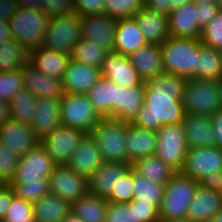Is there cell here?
Instances as JSON below:
<instances>
[{
  "instance_id": "obj_3",
  "label": "cell",
  "mask_w": 222,
  "mask_h": 222,
  "mask_svg": "<svg viewBox=\"0 0 222 222\" xmlns=\"http://www.w3.org/2000/svg\"><path fill=\"white\" fill-rule=\"evenodd\" d=\"M128 121L101 118L90 135L97 142L103 161L127 163L126 129Z\"/></svg>"
},
{
  "instance_id": "obj_56",
  "label": "cell",
  "mask_w": 222,
  "mask_h": 222,
  "mask_svg": "<svg viewBox=\"0 0 222 222\" xmlns=\"http://www.w3.org/2000/svg\"><path fill=\"white\" fill-rule=\"evenodd\" d=\"M144 7L165 15H169V0H145Z\"/></svg>"
},
{
  "instance_id": "obj_66",
  "label": "cell",
  "mask_w": 222,
  "mask_h": 222,
  "mask_svg": "<svg viewBox=\"0 0 222 222\" xmlns=\"http://www.w3.org/2000/svg\"><path fill=\"white\" fill-rule=\"evenodd\" d=\"M192 3L194 4H199V3H204V2H214L217 3L218 0H191Z\"/></svg>"
},
{
  "instance_id": "obj_55",
  "label": "cell",
  "mask_w": 222,
  "mask_h": 222,
  "mask_svg": "<svg viewBox=\"0 0 222 222\" xmlns=\"http://www.w3.org/2000/svg\"><path fill=\"white\" fill-rule=\"evenodd\" d=\"M18 8L16 0H0V19L8 21Z\"/></svg>"
},
{
  "instance_id": "obj_20",
  "label": "cell",
  "mask_w": 222,
  "mask_h": 222,
  "mask_svg": "<svg viewBox=\"0 0 222 222\" xmlns=\"http://www.w3.org/2000/svg\"><path fill=\"white\" fill-rule=\"evenodd\" d=\"M100 78V68L70 59L62 78L64 92L86 94Z\"/></svg>"
},
{
  "instance_id": "obj_21",
  "label": "cell",
  "mask_w": 222,
  "mask_h": 222,
  "mask_svg": "<svg viewBox=\"0 0 222 222\" xmlns=\"http://www.w3.org/2000/svg\"><path fill=\"white\" fill-rule=\"evenodd\" d=\"M25 89L30 90L37 98L60 99L64 94L62 79L43 74L28 62L21 69Z\"/></svg>"
},
{
  "instance_id": "obj_49",
  "label": "cell",
  "mask_w": 222,
  "mask_h": 222,
  "mask_svg": "<svg viewBox=\"0 0 222 222\" xmlns=\"http://www.w3.org/2000/svg\"><path fill=\"white\" fill-rule=\"evenodd\" d=\"M41 11L50 18L75 14V0H42Z\"/></svg>"
},
{
  "instance_id": "obj_68",
  "label": "cell",
  "mask_w": 222,
  "mask_h": 222,
  "mask_svg": "<svg viewBox=\"0 0 222 222\" xmlns=\"http://www.w3.org/2000/svg\"><path fill=\"white\" fill-rule=\"evenodd\" d=\"M5 184H3L1 181H0V188L2 187V186H4Z\"/></svg>"
},
{
  "instance_id": "obj_50",
  "label": "cell",
  "mask_w": 222,
  "mask_h": 222,
  "mask_svg": "<svg viewBox=\"0 0 222 222\" xmlns=\"http://www.w3.org/2000/svg\"><path fill=\"white\" fill-rule=\"evenodd\" d=\"M129 205L135 208L139 222H157L160 219V208L157 205L150 202H137L135 198L129 202Z\"/></svg>"
},
{
  "instance_id": "obj_23",
  "label": "cell",
  "mask_w": 222,
  "mask_h": 222,
  "mask_svg": "<svg viewBox=\"0 0 222 222\" xmlns=\"http://www.w3.org/2000/svg\"><path fill=\"white\" fill-rule=\"evenodd\" d=\"M130 167V163L104 161L101 167L88 179L89 193L107 199L113 187Z\"/></svg>"
},
{
  "instance_id": "obj_36",
  "label": "cell",
  "mask_w": 222,
  "mask_h": 222,
  "mask_svg": "<svg viewBox=\"0 0 222 222\" xmlns=\"http://www.w3.org/2000/svg\"><path fill=\"white\" fill-rule=\"evenodd\" d=\"M29 58L30 52L14 39L0 44V72L20 71Z\"/></svg>"
},
{
  "instance_id": "obj_19",
  "label": "cell",
  "mask_w": 222,
  "mask_h": 222,
  "mask_svg": "<svg viewBox=\"0 0 222 222\" xmlns=\"http://www.w3.org/2000/svg\"><path fill=\"white\" fill-rule=\"evenodd\" d=\"M167 17L171 37L200 38L202 29L198 24L196 4L189 1L172 9Z\"/></svg>"
},
{
  "instance_id": "obj_40",
  "label": "cell",
  "mask_w": 222,
  "mask_h": 222,
  "mask_svg": "<svg viewBox=\"0 0 222 222\" xmlns=\"http://www.w3.org/2000/svg\"><path fill=\"white\" fill-rule=\"evenodd\" d=\"M186 78L176 76L170 73H161L154 78H150L145 84L157 93L166 92L174 94H183Z\"/></svg>"
},
{
  "instance_id": "obj_10",
  "label": "cell",
  "mask_w": 222,
  "mask_h": 222,
  "mask_svg": "<svg viewBox=\"0 0 222 222\" xmlns=\"http://www.w3.org/2000/svg\"><path fill=\"white\" fill-rule=\"evenodd\" d=\"M156 133L157 146L155 155L177 172H180L184 166L188 151L182 124L163 125Z\"/></svg>"
},
{
  "instance_id": "obj_7",
  "label": "cell",
  "mask_w": 222,
  "mask_h": 222,
  "mask_svg": "<svg viewBox=\"0 0 222 222\" xmlns=\"http://www.w3.org/2000/svg\"><path fill=\"white\" fill-rule=\"evenodd\" d=\"M182 102L186 113L211 117L221 108L218 81L187 78Z\"/></svg>"
},
{
  "instance_id": "obj_25",
  "label": "cell",
  "mask_w": 222,
  "mask_h": 222,
  "mask_svg": "<svg viewBox=\"0 0 222 222\" xmlns=\"http://www.w3.org/2000/svg\"><path fill=\"white\" fill-rule=\"evenodd\" d=\"M181 124L188 148L215 146V134L210 116L186 113Z\"/></svg>"
},
{
  "instance_id": "obj_8",
  "label": "cell",
  "mask_w": 222,
  "mask_h": 222,
  "mask_svg": "<svg viewBox=\"0 0 222 222\" xmlns=\"http://www.w3.org/2000/svg\"><path fill=\"white\" fill-rule=\"evenodd\" d=\"M180 172L200 183H214L222 173V149L216 146L188 148Z\"/></svg>"
},
{
  "instance_id": "obj_61",
  "label": "cell",
  "mask_w": 222,
  "mask_h": 222,
  "mask_svg": "<svg viewBox=\"0 0 222 222\" xmlns=\"http://www.w3.org/2000/svg\"><path fill=\"white\" fill-rule=\"evenodd\" d=\"M62 222H83V221L73 212H71L64 218Z\"/></svg>"
},
{
  "instance_id": "obj_26",
  "label": "cell",
  "mask_w": 222,
  "mask_h": 222,
  "mask_svg": "<svg viewBox=\"0 0 222 222\" xmlns=\"http://www.w3.org/2000/svg\"><path fill=\"white\" fill-rule=\"evenodd\" d=\"M128 57L144 82L164 72L160 44L147 43Z\"/></svg>"
},
{
  "instance_id": "obj_41",
  "label": "cell",
  "mask_w": 222,
  "mask_h": 222,
  "mask_svg": "<svg viewBox=\"0 0 222 222\" xmlns=\"http://www.w3.org/2000/svg\"><path fill=\"white\" fill-rule=\"evenodd\" d=\"M17 197L34 203L50 193L49 178L40 181H28L23 184H9Z\"/></svg>"
},
{
  "instance_id": "obj_22",
  "label": "cell",
  "mask_w": 222,
  "mask_h": 222,
  "mask_svg": "<svg viewBox=\"0 0 222 222\" xmlns=\"http://www.w3.org/2000/svg\"><path fill=\"white\" fill-rule=\"evenodd\" d=\"M35 111L30 127L41 141L61 125L60 99L37 98Z\"/></svg>"
},
{
  "instance_id": "obj_6",
  "label": "cell",
  "mask_w": 222,
  "mask_h": 222,
  "mask_svg": "<svg viewBox=\"0 0 222 222\" xmlns=\"http://www.w3.org/2000/svg\"><path fill=\"white\" fill-rule=\"evenodd\" d=\"M81 24V16L77 13L50 18L42 47L71 55L74 46L82 39Z\"/></svg>"
},
{
  "instance_id": "obj_44",
  "label": "cell",
  "mask_w": 222,
  "mask_h": 222,
  "mask_svg": "<svg viewBox=\"0 0 222 222\" xmlns=\"http://www.w3.org/2000/svg\"><path fill=\"white\" fill-rule=\"evenodd\" d=\"M25 89L23 74L20 71L0 72V100L9 102L19 91Z\"/></svg>"
},
{
  "instance_id": "obj_60",
  "label": "cell",
  "mask_w": 222,
  "mask_h": 222,
  "mask_svg": "<svg viewBox=\"0 0 222 222\" xmlns=\"http://www.w3.org/2000/svg\"><path fill=\"white\" fill-rule=\"evenodd\" d=\"M189 1L191 0H169V14L172 9L177 8Z\"/></svg>"
},
{
  "instance_id": "obj_33",
  "label": "cell",
  "mask_w": 222,
  "mask_h": 222,
  "mask_svg": "<svg viewBox=\"0 0 222 222\" xmlns=\"http://www.w3.org/2000/svg\"><path fill=\"white\" fill-rule=\"evenodd\" d=\"M190 78L208 81H218L222 78L221 51L203 45L200 38L197 70Z\"/></svg>"
},
{
  "instance_id": "obj_51",
  "label": "cell",
  "mask_w": 222,
  "mask_h": 222,
  "mask_svg": "<svg viewBox=\"0 0 222 222\" xmlns=\"http://www.w3.org/2000/svg\"><path fill=\"white\" fill-rule=\"evenodd\" d=\"M75 12L80 16L105 14V0H75Z\"/></svg>"
},
{
  "instance_id": "obj_57",
  "label": "cell",
  "mask_w": 222,
  "mask_h": 222,
  "mask_svg": "<svg viewBox=\"0 0 222 222\" xmlns=\"http://www.w3.org/2000/svg\"><path fill=\"white\" fill-rule=\"evenodd\" d=\"M13 39L9 22L0 19V44Z\"/></svg>"
},
{
  "instance_id": "obj_17",
  "label": "cell",
  "mask_w": 222,
  "mask_h": 222,
  "mask_svg": "<svg viewBox=\"0 0 222 222\" xmlns=\"http://www.w3.org/2000/svg\"><path fill=\"white\" fill-rule=\"evenodd\" d=\"M97 142L86 134L74 150L67 165L77 174L89 179L103 164Z\"/></svg>"
},
{
  "instance_id": "obj_32",
  "label": "cell",
  "mask_w": 222,
  "mask_h": 222,
  "mask_svg": "<svg viewBox=\"0 0 222 222\" xmlns=\"http://www.w3.org/2000/svg\"><path fill=\"white\" fill-rule=\"evenodd\" d=\"M71 209L69 202L51 193L33 203L35 222H62Z\"/></svg>"
},
{
  "instance_id": "obj_27",
  "label": "cell",
  "mask_w": 222,
  "mask_h": 222,
  "mask_svg": "<svg viewBox=\"0 0 222 222\" xmlns=\"http://www.w3.org/2000/svg\"><path fill=\"white\" fill-rule=\"evenodd\" d=\"M133 18L147 43L161 45L170 37L167 15L143 7Z\"/></svg>"
},
{
  "instance_id": "obj_13",
  "label": "cell",
  "mask_w": 222,
  "mask_h": 222,
  "mask_svg": "<svg viewBox=\"0 0 222 222\" xmlns=\"http://www.w3.org/2000/svg\"><path fill=\"white\" fill-rule=\"evenodd\" d=\"M50 193L69 202L78 201L88 191V179L77 174L68 165H55L49 176Z\"/></svg>"
},
{
  "instance_id": "obj_45",
  "label": "cell",
  "mask_w": 222,
  "mask_h": 222,
  "mask_svg": "<svg viewBox=\"0 0 222 222\" xmlns=\"http://www.w3.org/2000/svg\"><path fill=\"white\" fill-rule=\"evenodd\" d=\"M200 41L203 45L222 51V11L202 30Z\"/></svg>"
},
{
  "instance_id": "obj_38",
  "label": "cell",
  "mask_w": 222,
  "mask_h": 222,
  "mask_svg": "<svg viewBox=\"0 0 222 222\" xmlns=\"http://www.w3.org/2000/svg\"><path fill=\"white\" fill-rule=\"evenodd\" d=\"M132 182L134 197L137 202H150L159 208L164 197L165 184L152 182L132 168Z\"/></svg>"
},
{
  "instance_id": "obj_46",
  "label": "cell",
  "mask_w": 222,
  "mask_h": 222,
  "mask_svg": "<svg viewBox=\"0 0 222 222\" xmlns=\"http://www.w3.org/2000/svg\"><path fill=\"white\" fill-rule=\"evenodd\" d=\"M133 197L132 167H130L113 187L106 200L112 203H129Z\"/></svg>"
},
{
  "instance_id": "obj_42",
  "label": "cell",
  "mask_w": 222,
  "mask_h": 222,
  "mask_svg": "<svg viewBox=\"0 0 222 222\" xmlns=\"http://www.w3.org/2000/svg\"><path fill=\"white\" fill-rule=\"evenodd\" d=\"M143 7V0H105V14L115 20L132 18Z\"/></svg>"
},
{
  "instance_id": "obj_15",
  "label": "cell",
  "mask_w": 222,
  "mask_h": 222,
  "mask_svg": "<svg viewBox=\"0 0 222 222\" xmlns=\"http://www.w3.org/2000/svg\"><path fill=\"white\" fill-rule=\"evenodd\" d=\"M101 77L111 80L119 87L129 88L145 85L138 72L132 66L128 56L115 52L107 54L100 67Z\"/></svg>"
},
{
  "instance_id": "obj_64",
  "label": "cell",
  "mask_w": 222,
  "mask_h": 222,
  "mask_svg": "<svg viewBox=\"0 0 222 222\" xmlns=\"http://www.w3.org/2000/svg\"><path fill=\"white\" fill-rule=\"evenodd\" d=\"M219 193L222 195V173L218 177V179L214 182Z\"/></svg>"
},
{
  "instance_id": "obj_59",
  "label": "cell",
  "mask_w": 222,
  "mask_h": 222,
  "mask_svg": "<svg viewBox=\"0 0 222 222\" xmlns=\"http://www.w3.org/2000/svg\"><path fill=\"white\" fill-rule=\"evenodd\" d=\"M10 119L9 104L0 100V126Z\"/></svg>"
},
{
  "instance_id": "obj_9",
  "label": "cell",
  "mask_w": 222,
  "mask_h": 222,
  "mask_svg": "<svg viewBox=\"0 0 222 222\" xmlns=\"http://www.w3.org/2000/svg\"><path fill=\"white\" fill-rule=\"evenodd\" d=\"M60 106L61 125L80 129L87 134L101 119L86 94L64 92Z\"/></svg>"
},
{
  "instance_id": "obj_54",
  "label": "cell",
  "mask_w": 222,
  "mask_h": 222,
  "mask_svg": "<svg viewBox=\"0 0 222 222\" xmlns=\"http://www.w3.org/2000/svg\"><path fill=\"white\" fill-rule=\"evenodd\" d=\"M213 130L215 134V146L222 149V108L212 116Z\"/></svg>"
},
{
  "instance_id": "obj_31",
  "label": "cell",
  "mask_w": 222,
  "mask_h": 222,
  "mask_svg": "<svg viewBox=\"0 0 222 222\" xmlns=\"http://www.w3.org/2000/svg\"><path fill=\"white\" fill-rule=\"evenodd\" d=\"M145 85L123 88L117 85L114 119L132 122L144 105Z\"/></svg>"
},
{
  "instance_id": "obj_4",
  "label": "cell",
  "mask_w": 222,
  "mask_h": 222,
  "mask_svg": "<svg viewBox=\"0 0 222 222\" xmlns=\"http://www.w3.org/2000/svg\"><path fill=\"white\" fill-rule=\"evenodd\" d=\"M50 17L41 10L19 7L8 20L13 39L29 52L42 46Z\"/></svg>"
},
{
  "instance_id": "obj_5",
  "label": "cell",
  "mask_w": 222,
  "mask_h": 222,
  "mask_svg": "<svg viewBox=\"0 0 222 222\" xmlns=\"http://www.w3.org/2000/svg\"><path fill=\"white\" fill-rule=\"evenodd\" d=\"M200 182L177 172L166 184L160 206L161 219L187 218L189 205Z\"/></svg>"
},
{
  "instance_id": "obj_65",
  "label": "cell",
  "mask_w": 222,
  "mask_h": 222,
  "mask_svg": "<svg viewBox=\"0 0 222 222\" xmlns=\"http://www.w3.org/2000/svg\"><path fill=\"white\" fill-rule=\"evenodd\" d=\"M218 83H219V100L222 108V78L218 80Z\"/></svg>"
},
{
  "instance_id": "obj_30",
  "label": "cell",
  "mask_w": 222,
  "mask_h": 222,
  "mask_svg": "<svg viewBox=\"0 0 222 222\" xmlns=\"http://www.w3.org/2000/svg\"><path fill=\"white\" fill-rule=\"evenodd\" d=\"M70 59L71 55L48 50L40 46L30 51L29 62L43 74L62 79Z\"/></svg>"
},
{
  "instance_id": "obj_34",
  "label": "cell",
  "mask_w": 222,
  "mask_h": 222,
  "mask_svg": "<svg viewBox=\"0 0 222 222\" xmlns=\"http://www.w3.org/2000/svg\"><path fill=\"white\" fill-rule=\"evenodd\" d=\"M131 167L144 178L159 184H166L177 173L156 155L139 158Z\"/></svg>"
},
{
  "instance_id": "obj_24",
  "label": "cell",
  "mask_w": 222,
  "mask_h": 222,
  "mask_svg": "<svg viewBox=\"0 0 222 222\" xmlns=\"http://www.w3.org/2000/svg\"><path fill=\"white\" fill-rule=\"evenodd\" d=\"M125 143L127 163L132 164L139 158L155 155L157 133L154 130L140 128L129 122Z\"/></svg>"
},
{
  "instance_id": "obj_18",
  "label": "cell",
  "mask_w": 222,
  "mask_h": 222,
  "mask_svg": "<svg viewBox=\"0 0 222 222\" xmlns=\"http://www.w3.org/2000/svg\"><path fill=\"white\" fill-rule=\"evenodd\" d=\"M0 141L18 157L32 150L40 143L30 126L12 119H8L0 126Z\"/></svg>"
},
{
  "instance_id": "obj_14",
  "label": "cell",
  "mask_w": 222,
  "mask_h": 222,
  "mask_svg": "<svg viewBox=\"0 0 222 222\" xmlns=\"http://www.w3.org/2000/svg\"><path fill=\"white\" fill-rule=\"evenodd\" d=\"M222 209V195L215 183H199L189 205L187 219L191 222H209Z\"/></svg>"
},
{
  "instance_id": "obj_12",
  "label": "cell",
  "mask_w": 222,
  "mask_h": 222,
  "mask_svg": "<svg viewBox=\"0 0 222 222\" xmlns=\"http://www.w3.org/2000/svg\"><path fill=\"white\" fill-rule=\"evenodd\" d=\"M55 164L46 149L39 143L19 158L15 174L10 184H23L49 178Z\"/></svg>"
},
{
  "instance_id": "obj_67",
  "label": "cell",
  "mask_w": 222,
  "mask_h": 222,
  "mask_svg": "<svg viewBox=\"0 0 222 222\" xmlns=\"http://www.w3.org/2000/svg\"><path fill=\"white\" fill-rule=\"evenodd\" d=\"M217 5H218V9L222 11V0H218Z\"/></svg>"
},
{
  "instance_id": "obj_1",
  "label": "cell",
  "mask_w": 222,
  "mask_h": 222,
  "mask_svg": "<svg viewBox=\"0 0 222 222\" xmlns=\"http://www.w3.org/2000/svg\"><path fill=\"white\" fill-rule=\"evenodd\" d=\"M182 98L183 94L153 92L145 84L144 105L131 123L154 131L163 125L182 123L186 114Z\"/></svg>"
},
{
  "instance_id": "obj_43",
  "label": "cell",
  "mask_w": 222,
  "mask_h": 222,
  "mask_svg": "<svg viewBox=\"0 0 222 222\" xmlns=\"http://www.w3.org/2000/svg\"><path fill=\"white\" fill-rule=\"evenodd\" d=\"M2 222H35L33 203L15 195Z\"/></svg>"
},
{
  "instance_id": "obj_58",
  "label": "cell",
  "mask_w": 222,
  "mask_h": 222,
  "mask_svg": "<svg viewBox=\"0 0 222 222\" xmlns=\"http://www.w3.org/2000/svg\"><path fill=\"white\" fill-rule=\"evenodd\" d=\"M18 7L31 9V10H41L42 0H16Z\"/></svg>"
},
{
  "instance_id": "obj_48",
  "label": "cell",
  "mask_w": 222,
  "mask_h": 222,
  "mask_svg": "<svg viewBox=\"0 0 222 222\" xmlns=\"http://www.w3.org/2000/svg\"><path fill=\"white\" fill-rule=\"evenodd\" d=\"M105 222H139L135 208L129 203L108 202L106 209Z\"/></svg>"
},
{
  "instance_id": "obj_47",
  "label": "cell",
  "mask_w": 222,
  "mask_h": 222,
  "mask_svg": "<svg viewBox=\"0 0 222 222\" xmlns=\"http://www.w3.org/2000/svg\"><path fill=\"white\" fill-rule=\"evenodd\" d=\"M19 158L0 141V181L3 184H10L15 174Z\"/></svg>"
},
{
  "instance_id": "obj_39",
  "label": "cell",
  "mask_w": 222,
  "mask_h": 222,
  "mask_svg": "<svg viewBox=\"0 0 222 222\" xmlns=\"http://www.w3.org/2000/svg\"><path fill=\"white\" fill-rule=\"evenodd\" d=\"M107 54L105 50L101 49V46L82 38L74 46L71 59L100 68Z\"/></svg>"
},
{
  "instance_id": "obj_37",
  "label": "cell",
  "mask_w": 222,
  "mask_h": 222,
  "mask_svg": "<svg viewBox=\"0 0 222 222\" xmlns=\"http://www.w3.org/2000/svg\"><path fill=\"white\" fill-rule=\"evenodd\" d=\"M36 101L37 97L28 89L17 92L8 102L10 119L30 126L36 112Z\"/></svg>"
},
{
  "instance_id": "obj_62",
  "label": "cell",
  "mask_w": 222,
  "mask_h": 222,
  "mask_svg": "<svg viewBox=\"0 0 222 222\" xmlns=\"http://www.w3.org/2000/svg\"><path fill=\"white\" fill-rule=\"evenodd\" d=\"M157 222H191L189 219H159Z\"/></svg>"
},
{
  "instance_id": "obj_16",
  "label": "cell",
  "mask_w": 222,
  "mask_h": 222,
  "mask_svg": "<svg viewBox=\"0 0 222 222\" xmlns=\"http://www.w3.org/2000/svg\"><path fill=\"white\" fill-rule=\"evenodd\" d=\"M82 38L88 39L107 53L113 52L117 20L107 14L81 16Z\"/></svg>"
},
{
  "instance_id": "obj_29",
  "label": "cell",
  "mask_w": 222,
  "mask_h": 222,
  "mask_svg": "<svg viewBox=\"0 0 222 222\" xmlns=\"http://www.w3.org/2000/svg\"><path fill=\"white\" fill-rule=\"evenodd\" d=\"M101 118L116 116L117 85L101 77L86 93Z\"/></svg>"
},
{
  "instance_id": "obj_28",
  "label": "cell",
  "mask_w": 222,
  "mask_h": 222,
  "mask_svg": "<svg viewBox=\"0 0 222 222\" xmlns=\"http://www.w3.org/2000/svg\"><path fill=\"white\" fill-rule=\"evenodd\" d=\"M146 44L143 33L133 17L117 20L113 52L129 56Z\"/></svg>"
},
{
  "instance_id": "obj_35",
  "label": "cell",
  "mask_w": 222,
  "mask_h": 222,
  "mask_svg": "<svg viewBox=\"0 0 222 222\" xmlns=\"http://www.w3.org/2000/svg\"><path fill=\"white\" fill-rule=\"evenodd\" d=\"M108 201L89 192L72 204V212L83 222H105Z\"/></svg>"
},
{
  "instance_id": "obj_53",
  "label": "cell",
  "mask_w": 222,
  "mask_h": 222,
  "mask_svg": "<svg viewBox=\"0 0 222 222\" xmlns=\"http://www.w3.org/2000/svg\"><path fill=\"white\" fill-rule=\"evenodd\" d=\"M14 196V190L9 184H5L0 188V222L3 221Z\"/></svg>"
},
{
  "instance_id": "obj_52",
  "label": "cell",
  "mask_w": 222,
  "mask_h": 222,
  "mask_svg": "<svg viewBox=\"0 0 222 222\" xmlns=\"http://www.w3.org/2000/svg\"><path fill=\"white\" fill-rule=\"evenodd\" d=\"M198 12V24L203 30L216 16L219 11L217 3L204 2L196 4Z\"/></svg>"
},
{
  "instance_id": "obj_63",
  "label": "cell",
  "mask_w": 222,
  "mask_h": 222,
  "mask_svg": "<svg viewBox=\"0 0 222 222\" xmlns=\"http://www.w3.org/2000/svg\"><path fill=\"white\" fill-rule=\"evenodd\" d=\"M209 222H222V209L214 215Z\"/></svg>"
},
{
  "instance_id": "obj_2",
  "label": "cell",
  "mask_w": 222,
  "mask_h": 222,
  "mask_svg": "<svg viewBox=\"0 0 222 222\" xmlns=\"http://www.w3.org/2000/svg\"><path fill=\"white\" fill-rule=\"evenodd\" d=\"M161 53L165 73L190 78L197 70L199 38L170 36L161 44Z\"/></svg>"
},
{
  "instance_id": "obj_11",
  "label": "cell",
  "mask_w": 222,
  "mask_h": 222,
  "mask_svg": "<svg viewBox=\"0 0 222 222\" xmlns=\"http://www.w3.org/2000/svg\"><path fill=\"white\" fill-rule=\"evenodd\" d=\"M86 134L80 129L60 125L47 134L40 144L46 149L55 165H67Z\"/></svg>"
}]
</instances>
